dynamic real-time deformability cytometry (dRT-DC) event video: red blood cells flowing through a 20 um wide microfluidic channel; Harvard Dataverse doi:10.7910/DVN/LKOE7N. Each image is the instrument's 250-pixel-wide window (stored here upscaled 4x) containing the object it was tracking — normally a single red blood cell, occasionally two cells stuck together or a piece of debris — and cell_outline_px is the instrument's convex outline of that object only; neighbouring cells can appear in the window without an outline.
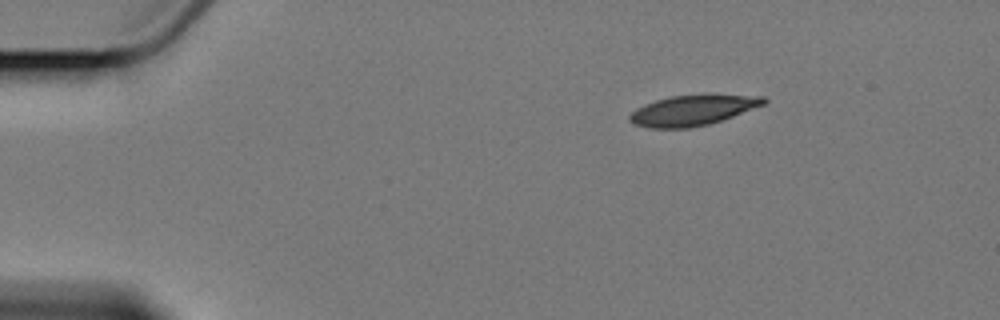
{"species": "Egyptian fruit bat (a non-hibernating species)", "species_latin": "Rousettus aegyptiacus", "temperature_condition": "cold", "stored_images_in_passage": 7, "camera_frame_rate_fps": 3000, "um_per_image_px": 0.085, "animal": {"sex": "female"}, "frame": {"image": 1, "passage_image": 1, "time_ms": 0.0, "image_size_px": [1000, 320], "cell_outline_px": [[768, 100], [764, 104], [732, 116], [708, 124], [688, 128], [652, 128], [636, 124], [628, 120], [628, 116], [636, 108], [644, 104], [656, 100], [672, 96], [704, 92], [708, 92], [764, 96]], "centroid_in_image_um": [58.92, 9.32], "position_along_channel_um": 26.1, "area_um2": 24.28}}
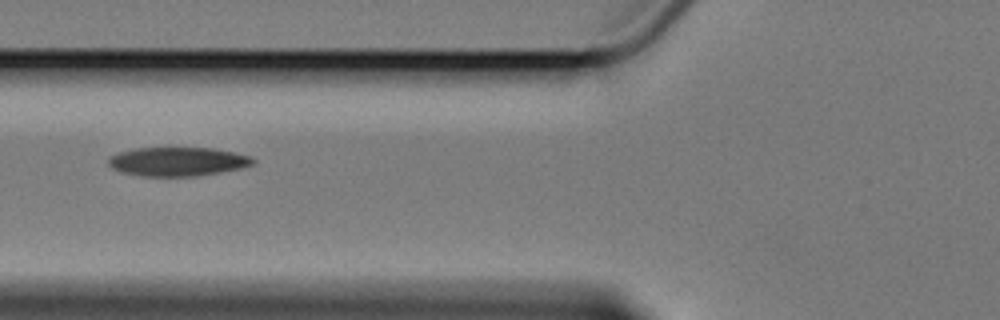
{"frame": {"image": 2, "passage_image": 5, "time_ms": 4.667, "image_size_px": [1000, 320], "cell_outline_px": [[256, 164], [240, 168], [220, 172], [196, 176], [144, 176], [120, 172], [112, 168], [108, 164], [108, 160], [112, 156], [120, 152], [132, 148], [168, 144], [212, 148], [252, 156], [256, 160]], "centroid_in_image_um": [15.09, 13.68], "position_along_channel_um": 110.7, "area_um2": 25.49}}
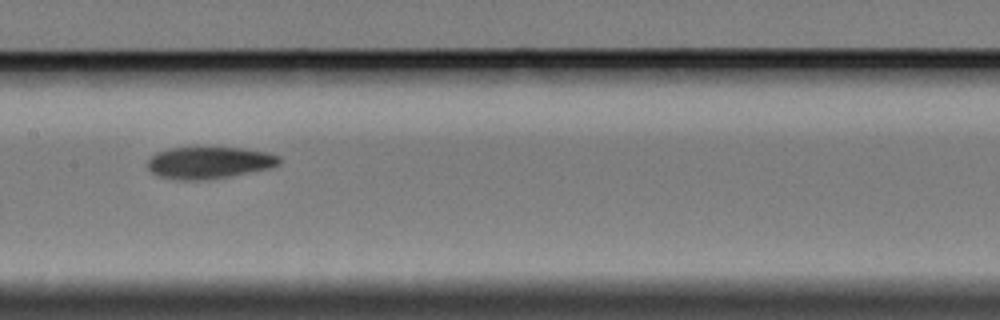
{"frame": {"image": 3, "passage_image": 7, "time_ms": 7.0, "image_size_px": [1000, 320], "cell_outline_px": [[284, 160], [280, 164], [272, 168], [228, 176], [204, 180], [176, 180], [160, 176], [152, 172], [148, 168], [148, 160], [156, 152], [168, 148], [240, 148], [268, 152], [280, 156]], "centroid_in_image_um": [17.82, 13.83], "position_along_channel_um": 189.6, "area_um2": 24.51}}